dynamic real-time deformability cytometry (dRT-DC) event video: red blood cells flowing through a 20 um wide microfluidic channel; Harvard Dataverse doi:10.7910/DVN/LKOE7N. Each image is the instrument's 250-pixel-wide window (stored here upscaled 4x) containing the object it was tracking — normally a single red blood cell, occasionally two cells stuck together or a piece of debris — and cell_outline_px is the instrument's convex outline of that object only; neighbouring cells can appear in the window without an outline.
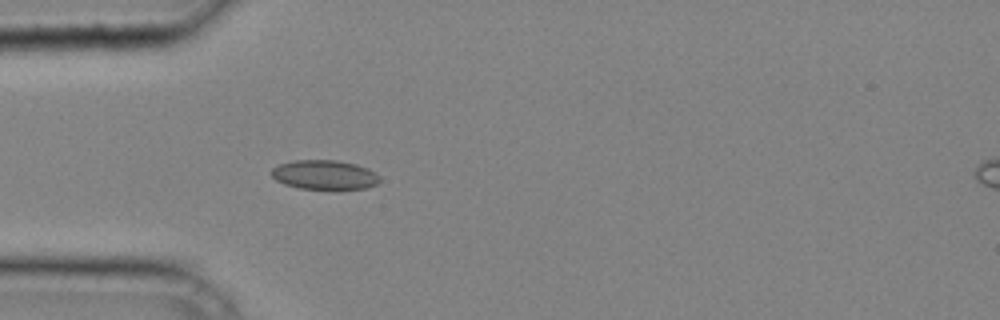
{"species": "common noctule bat (a hibernating species)", "species_latin": "Nyctalus noctula", "temperature_condition": "cold", "stored_images_in_passage": 29, "camera_frame_rate_fps": 3000, "um_per_image_px": 0.085, "animal": {"sex": "male", "body_mass_g": 20.4}, "frame": {"image": 1, "passage_image": 1, "time_ms": 0.0, "image_size_px": [1000, 320], "cell_outline_px": [[380, 180], [376, 184], [364, 188], [340, 192], [332, 192], [300, 188], [284, 184], [276, 180], [272, 176], [272, 168], [280, 164], [296, 160], [336, 160], [356, 164], [368, 168], [380, 176]], "centroid_in_image_um": [27.63, 14.91], "position_along_channel_um": 57.4, "area_um2": 19.25}}
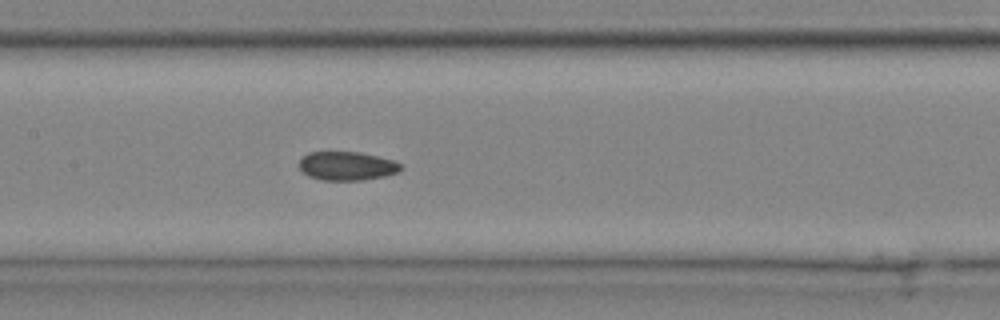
{"frame": {"image": 2, "passage_image": 9, "time_ms": 2.667, "image_size_px": [1000, 320], "cell_outline_px": [[404, 168], [400, 172], [384, 176], [364, 180], [324, 180], [308, 176], [300, 168], [300, 160], [308, 152], [360, 152], [392, 160], [404, 164]], "centroid_in_image_um": [29.55, 14.11], "position_along_channel_um": 177.9, "area_um2": 17.05}}
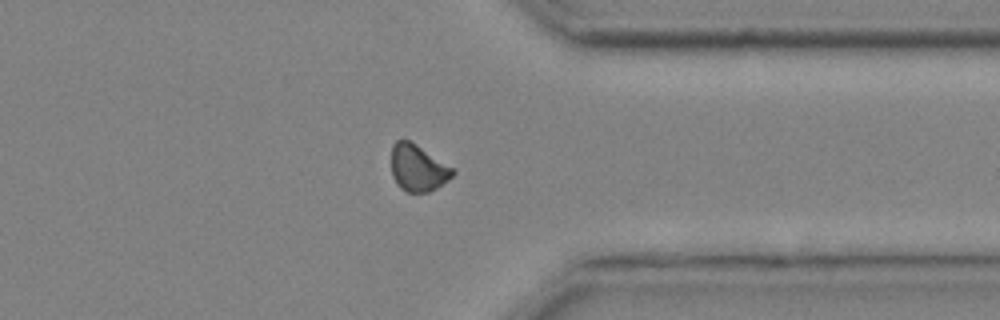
{"frame": {"image": 3, "passage_image": 22, "time_ms": 7.0, "image_size_px": [1000, 320], "cell_outline_px": [[456, 172], [448, 180], [436, 188], [428, 192], [408, 192], [400, 188], [396, 184], [392, 176], [392, 144], [396, 140], [408, 140], [416, 144], [452, 168]], "centroid_in_image_um": [35.49, 14.29], "position_along_channel_um": 375.9, "area_um2": 16.47}}